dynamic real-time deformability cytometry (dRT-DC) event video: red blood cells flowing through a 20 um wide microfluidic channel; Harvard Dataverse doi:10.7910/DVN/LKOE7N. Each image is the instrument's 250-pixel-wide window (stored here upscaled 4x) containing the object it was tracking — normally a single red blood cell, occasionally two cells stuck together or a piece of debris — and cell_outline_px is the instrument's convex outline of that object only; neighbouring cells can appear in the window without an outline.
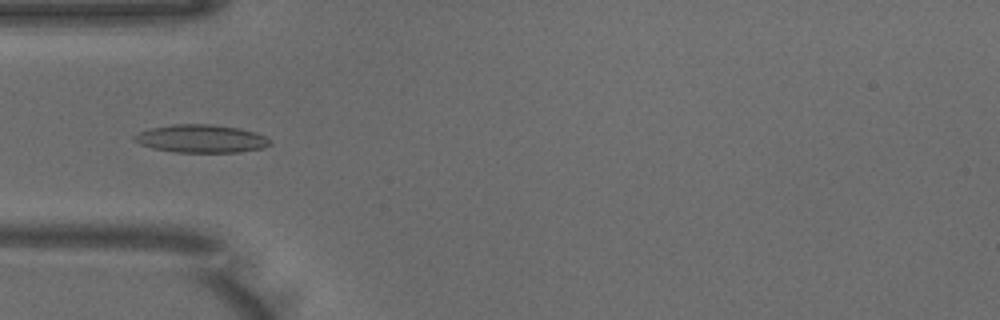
{"species": "common noctule bat (a hibernating species)", "species_latin": "Nyctalus noctula", "temperature_condition": "warm", "stored_images_in_passage": 50, "camera_frame_rate_fps": 3000, "um_per_image_px": 0.085, "animal": {"sex": "male", "body_mass_g": 18.8}, "frame": {"image": 1, "passage_image": 15, "time_ms": 4.667, "image_size_px": [1000, 320], "cell_outline_px": [[272, 144], [264, 148], [240, 152], [176, 152], [152, 148], [140, 144], [132, 140], [132, 136], [148, 128], [172, 124], [212, 124], [240, 128], [256, 132], [272, 140]], "centroid_in_image_um": [17.11, 11.78], "position_along_channel_um": 67.9, "area_um2": 22.43}}
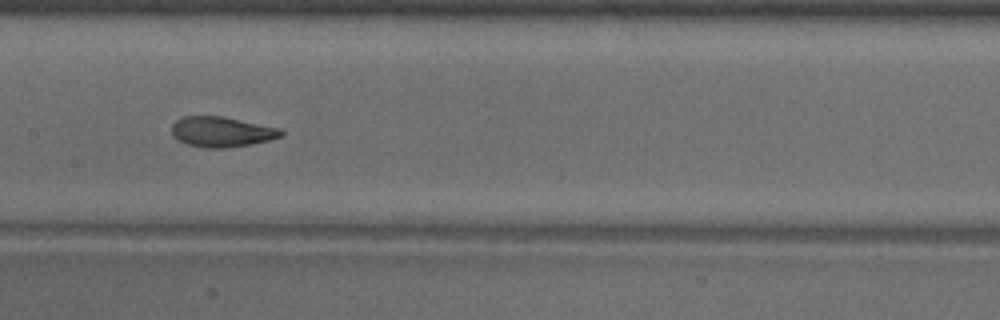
{"frame": {"image": 2, "passage_image": 24, "time_ms": 7.667, "image_size_px": [1000, 320], "cell_outline_px": [[284, 132], [280, 136], [268, 140], [252, 144], [228, 148], [204, 148], [188, 144], [172, 136], [172, 124], [176, 120], [184, 116], [220, 116], [280, 128]], "centroid_in_image_um": [18.82, 11.21], "position_along_channel_um": 188.6, "area_um2": 19.13}}
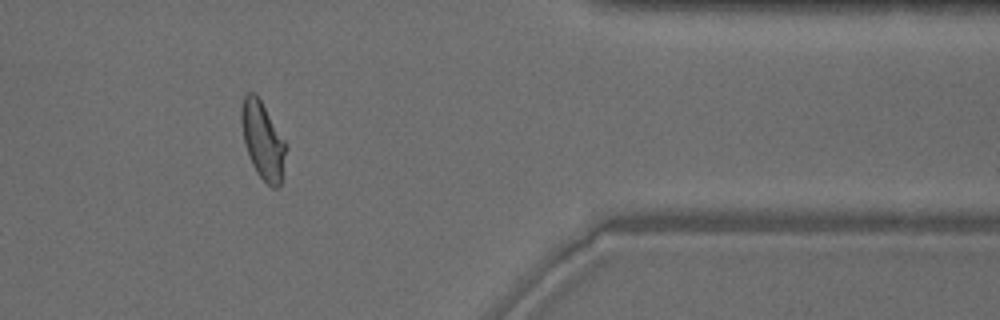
{"frame": {"image": 3, "passage_image": 41, "time_ms": 13.333, "image_size_px": [1000, 320], "cell_outline_px": [[288, 148], [280, 184], [276, 188], [272, 188], [256, 172], [252, 164], [244, 140], [240, 120], [240, 112], [244, 96], [248, 92], [256, 92], [284, 140]], "centroid_in_image_um": [22.34, 11.92], "position_along_channel_um": 389.1, "area_um2": 19.94}, "authors_computed_cell_mechanics": {"area_um2": 20.0855, "velocity_mm_per_s": 3.9707, "shape_relaxation_time_tau1_ms": 3.4378, "shape_relaxation_time_tau2_ms": 1.0634, "deformation_change_tau1": 0.1433, "deformation_change_tau2": 0.0736}}